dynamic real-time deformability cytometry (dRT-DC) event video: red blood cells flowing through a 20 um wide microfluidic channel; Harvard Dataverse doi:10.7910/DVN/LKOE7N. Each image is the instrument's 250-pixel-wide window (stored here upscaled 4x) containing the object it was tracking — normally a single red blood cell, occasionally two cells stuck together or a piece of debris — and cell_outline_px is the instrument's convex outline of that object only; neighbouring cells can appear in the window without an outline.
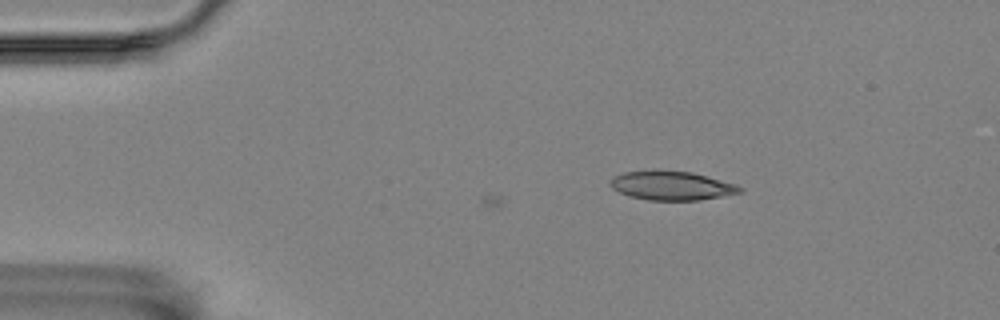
{"species": "Egyptian fruit bat (a non-hibernating species)", "species_latin": "Rousettus aegyptiacus", "temperature_condition": "room temperature", "stored_images_in_passage": 5, "camera_frame_rate_fps": 3000, "um_per_image_px": 0.085, "animal": {"sex": "female"}, "frame": {"image": 1, "passage_image": 5, "time_ms": 1.333, "image_size_px": [1000, 320], "cell_outline_px": [[744, 192], [696, 200], [648, 200], [628, 196], [612, 188], [608, 184], [616, 176], [624, 172], [656, 168], [692, 172], [736, 184], [744, 188]], "centroid_in_image_um": [57.07, 15.75], "position_along_channel_um": 27.9, "area_um2": 22.2}}